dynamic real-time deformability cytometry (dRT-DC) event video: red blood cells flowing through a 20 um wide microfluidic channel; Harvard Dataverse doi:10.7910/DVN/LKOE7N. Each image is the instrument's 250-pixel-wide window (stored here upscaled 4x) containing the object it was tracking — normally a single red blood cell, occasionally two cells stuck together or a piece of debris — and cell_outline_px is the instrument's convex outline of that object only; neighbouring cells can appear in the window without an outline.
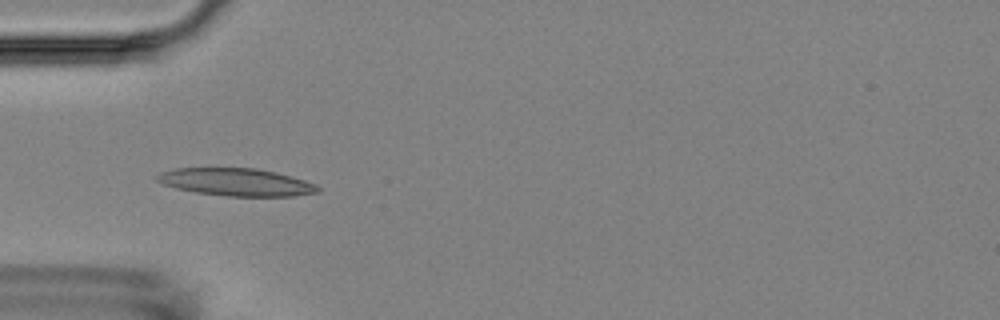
{"species": "Egyptian fruit bat (a non-hibernating species)", "species_latin": "Rousettus aegyptiacus", "temperature_condition": "room temperature", "stored_images_in_passage": 8, "camera_frame_rate_fps": 3000, "um_per_image_px": 0.085, "animal": {"sex": "female"}, "frame": {"image": 1, "passage_image": 2, "time_ms": 1.333, "image_size_px": [1000, 320], "cell_outline_px": [[320, 192], [292, 196], [228, 196], [196, 192], [176, 188], [164, 184], [156, 180], [156, 176], [160, 172], [176, 168], [256, 168], [276, 172], [304, 180], [316, 184], [320, 188]], "centroid_in_image_um": [20.09, 15.47], "position_along_channel_um": 64.9, "area_um2": 25.72}}
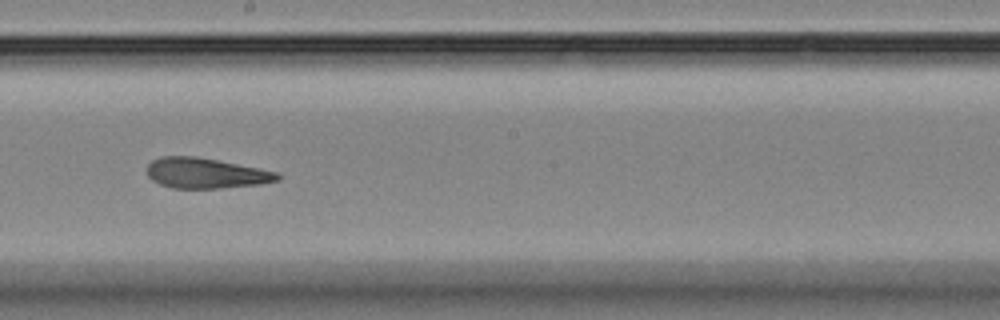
{"frame": {"image": 2, "passage_image": 6, "time_ms": 6.0, "image_size_px": [1000, 320], "cell_outline_px": [[280, 180], [260, 184], [220, 188], [172, 188], [160, 184], [152, 180], [148, 176], [148, 164], [152, 160], [160, 156], [196, 156], [260, 168], [280, 172]], "centroid_in_image_um": [17.51, 14.71], "position_along_channel_um": 230.7, "area_um2": 23.18}}
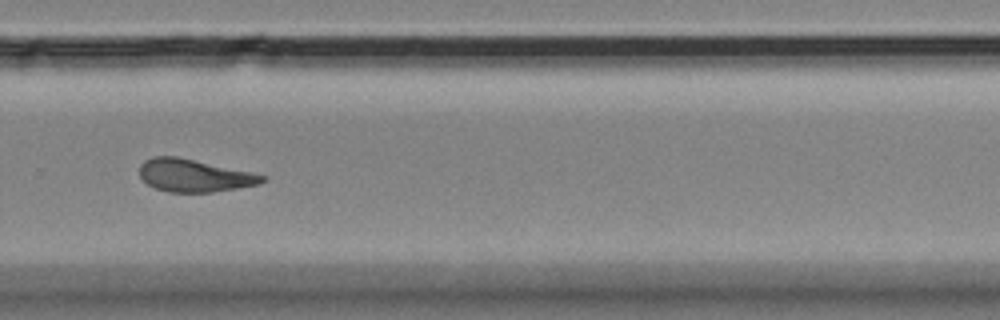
{"frame": {"image": 3, "passage_image": 8, "time_ms": 8.333, "image_size_px": [1000, 320], "cell_outline_px": [[268, 180], [260, 184], [212, 192], [168, 192], [156, 188], [148, 184], [140, 176], [140, 164], [144, 160], [152, 156], [176, 156], [252, 172], [264, 176]], "centroid_in_image_um": [16.5, 14.91], "position_along_channel_um": 313.3, "area_um2": 23.24}}